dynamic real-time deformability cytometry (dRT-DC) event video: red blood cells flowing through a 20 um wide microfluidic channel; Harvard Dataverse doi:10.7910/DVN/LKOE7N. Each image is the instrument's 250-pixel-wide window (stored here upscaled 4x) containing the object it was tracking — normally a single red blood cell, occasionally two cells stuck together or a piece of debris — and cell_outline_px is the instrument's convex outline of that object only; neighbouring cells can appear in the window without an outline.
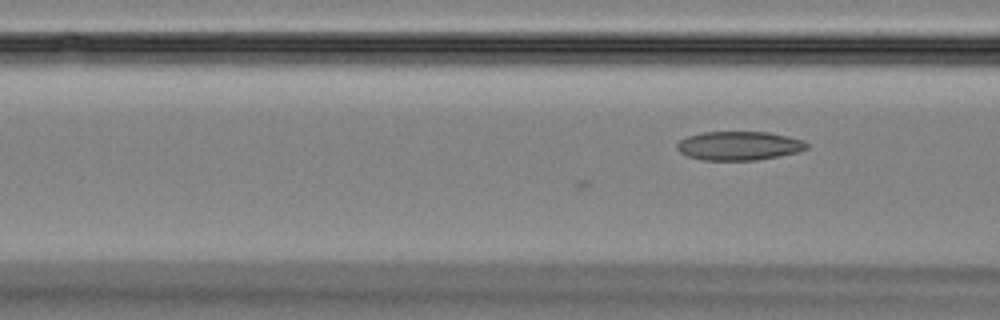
{"species": "Egyptian fruit bat (a non-hibernating species)", "species_latin": "Rousettus aegyptiacus", "temperature_condition": "room temperature", "stored_images_in_passage": 3, "camera_frame_rate_fps": 3000, "um_per_image_px": 0.085, "animal": {"sex": "female"}, "frame": {"image": 1, "passage_image": 3, "time_ms": 0.667, "image_size_px": [1000, 320], "cell_outline_px": [[808, 148], [796, 152], [780, 156], [756, 160], [700, 160], [688, 156], [680, 152], [676, 148], [676, 144], [680, 140], [688, 136], [704, 132], [768, 132], [788, 136], [804, 140], [808, 144]], "centroid_in_image_um": [62.81, 12.39], "position_along_channel_um": 103.8, "area_um2": 21.85}}